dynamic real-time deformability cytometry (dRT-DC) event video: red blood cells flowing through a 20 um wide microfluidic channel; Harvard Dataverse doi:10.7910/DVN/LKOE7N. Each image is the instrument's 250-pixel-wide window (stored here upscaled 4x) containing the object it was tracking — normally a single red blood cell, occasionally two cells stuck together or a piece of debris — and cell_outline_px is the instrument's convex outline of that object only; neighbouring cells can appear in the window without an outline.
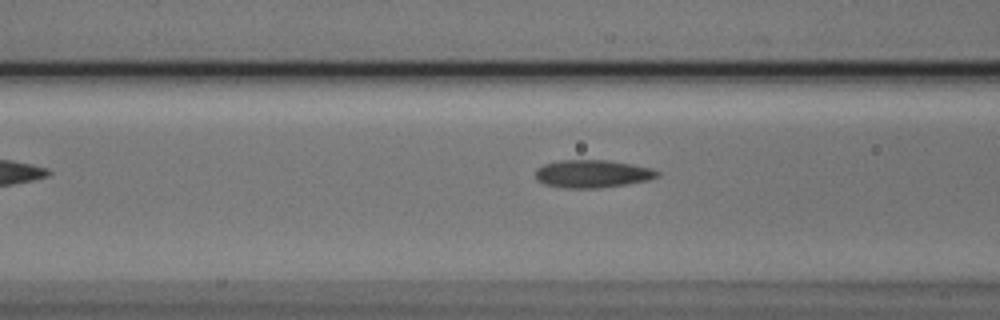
{"species": "Egyptian fruit bat (a non-hibernating species)", "species_latin": "Rousettus aegyptiacus", "temperature_condition": "cold", "stored_images_in_passage": 8, "camera_frame_rate_fps": 3000, "um_per_image_px": 0.085, "animal": {"sex": "male"}, "frame": {"image": 1, "passage_image": 6, "time_ms": 1.667, "image_size_px": [1000, 320], "cell_outline_px": [[660, 176], [648, 180], [628, 184], [600, 188], [564, 188], [544, 184], [536, 180], [536, 168], [544, 164], [560, 160], [608, 160], [632, 164], [652, 168], [660, 172]], "centroid_in_image_um": [50.36, 14.77], "position_along_channel_um": 116.2, "area_um2": 19.94}}